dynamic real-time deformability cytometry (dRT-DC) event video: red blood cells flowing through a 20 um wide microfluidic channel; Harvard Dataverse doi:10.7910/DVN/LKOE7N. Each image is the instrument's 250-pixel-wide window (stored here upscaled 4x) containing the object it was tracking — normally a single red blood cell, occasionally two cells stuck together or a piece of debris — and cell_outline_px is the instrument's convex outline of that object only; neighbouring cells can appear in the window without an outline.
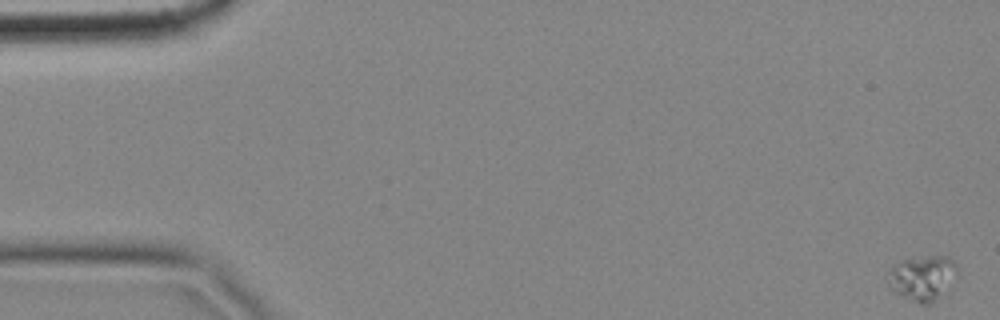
{"species": "common noctule bat (a hibernating species)", "species_latin": "Nyctalus noctula", "temperature_condition": "cold", "stored_images_in_passage": 6, "camera_frame_rate_fps": 3000, "um_per_image_px": 0.085, "animal": {"sex": "female", "body_mass_g": 18.4}, "frame": {"image": 1, "passage_image": 1, "time_ms": 0.0, "image_size_px": [1000, 320], "cell_outline_px": [[956, 272], [936, 296], [928, 304], [920, 304], [896, 292], [884, 280], [884, 276], [888, 268], [892, 264], [900, 260], [932, 256], [948, 256], [956, 264]], "centroid_in_image_um": [78.25, 23.56], "position_along_channel_um": 6.8, "area_um2": 17.46}}